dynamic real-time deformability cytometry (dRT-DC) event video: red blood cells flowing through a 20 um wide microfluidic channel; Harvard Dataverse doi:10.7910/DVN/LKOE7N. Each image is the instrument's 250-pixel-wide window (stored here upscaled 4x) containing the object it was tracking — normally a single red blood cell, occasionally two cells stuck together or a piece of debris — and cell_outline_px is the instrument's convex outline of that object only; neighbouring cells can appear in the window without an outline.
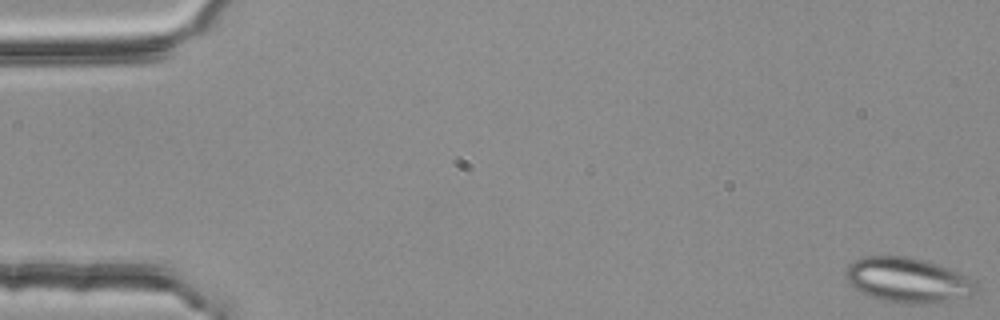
{"species": "common noctule bat (a hibernating species)", "species_latin": "Nyctalus noctula", "temperature_condition": "room temperature", "stored_images_in_passage": 53, "camera_frame_rate_fps": 3000, "um_per_image_px": 0.085, "animal": {"sex": "female", "body_mass_g": 25.1}, "frame": {"image": 1, "passage_image": 1, "time_ms": 0.0, "image_size_px": [1000, 320], "cell_outline_px": [[976, 292], [972, 296], [940, 304], [904, 304], [880, 300], [868, 296], [856, 288], [844, 276], [848, 268], [856, 260], [864, 256], [908, 256], [924, 260], [948, 268], [964, 276], [976, 284]], "centroid_in_image_um": [77.19, 23.85], "position_along_channel_um": 7.8, "area_um2": 34.16}}
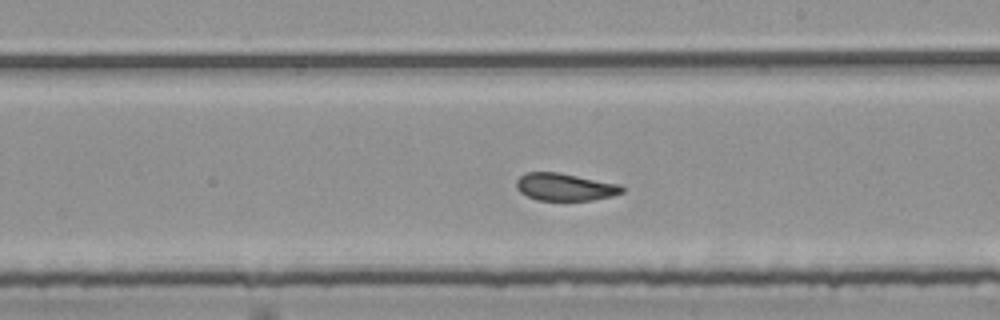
{"frame": {"image": 2, "passage_image": 32, "time_ms": 10.333, "image_size_px": [1000, 320], "cell_outline_px": [[624, 192], [612, 196], [592, 200], [536, 200], [520, 192], [516, 188], [516, 180], [524, 172], [560, 172], [620, 184], [624, 188]], "centroid_in_image_um": [48.02, 15.88], "position_along_channel_um": 241.0, "area_um2": 17.05}}
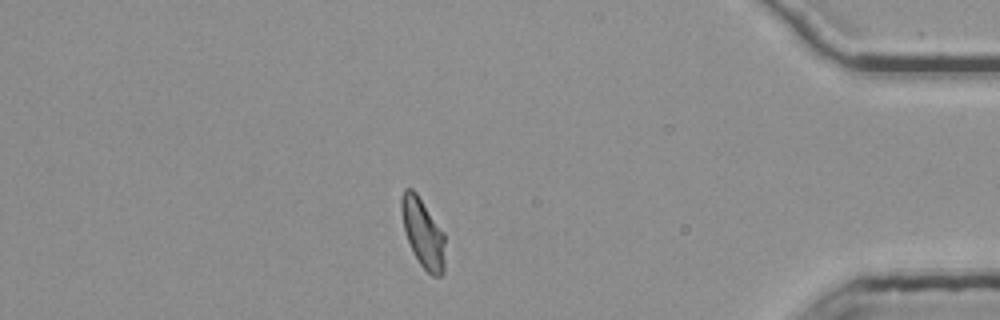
{"frame": {"image": 3, "passage_image": 48, "time_ms": 15.667, "image_size_px": [1000, 320], "cell_outline_px": [[444, 272], [440, 276], [432, 276], [420, 264], [408, 240], [404, 228], [400, 208], [400, 200], [404, 188], [412, 188], [416, 192], [444, 232]], "centroid_in_image_um": [35.95, 19.77], "position_along_channel_um": 399.3, "area_um2": 17.34}, "authors_computed_cell_mechanics": {"area_um2": 18.2648, "velocity_mm_per_s": 3.7373, "shape_relaxation_time_tau1_ms": null, "shape_relaxation_time_tau2_ms": 2.3411, "deformation_change_tau1": null, "deformation_change_tau2": 0.0716}}